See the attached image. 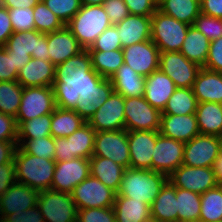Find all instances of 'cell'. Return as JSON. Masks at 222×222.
I'll return each instance as SVG.
<instances>
[{
	"instance_id": "cell-11",
	"label": "cell",
	"mask_w": 222,
	"mask_h": 222,
	"mask_svg": "<svg viewBox=\"0 0 222 222\" xmlns=\"http://www.w3.org/2000/svg\"><path fill=\"white\" fill-rule=\"evenodd\" d=\"M159 69L167 74L177 88H192L201 67L179 52H160Z\"/></svg>"
},
{
	"instance_id": "cell-21",
	"label": "cell",
	"mask_w": 222,
	"mask_h": 222,
	"mask_svg": "<svg viewBox=\"0 0 222 222\" xmlns=\"http://www.w3.org/2000/svg\"><path fill=\"white\" fill-rule=\"evenodd\" d=\"M159 133L165 137L187 143L200 134L195 114H161Z\"/></svg>"
},
{
	"instance_id": "cell-25",
	"label": "cell",
	"mask_w": 222,
	"mask_h": 222,
	"mask_svg": "<svg viewBox=\"0 0 222 222\" xmlns=\"http://www.w3.org/2000/svg\"><path fill=\"white\" fill-rule=\"evenodd\" d=\"M115 26L122 48L151 40V17L129 14Z\"/></svg>"
},
{
	"instance_id": "cell-9",
	"label": "cell",
	"mask_w": 222,
	"mask_h": 222,
	"mask_svg": "<svg viewBox=\"0 0 222 222\" xmlns=\"http://www.w3.org/2000/svg\"><path fill=\"white\" fill-rule=\"evenodd\" d=\"M127 131H159L162 112L142 97H126L124 105Z\"/></svg>"
},
{
	"instance_id": "cell-4",
	"label": "cell",
	"mask_w": 222,
	"mask_h": 222,
	"mask_svg": "<svg viewBox=\"0 0 222 222\" xmlns=\"http://www.w3.org/2000/svg\"><path fill=\"white\" fill-rule=\"evenodd\" d=\"M112 24L102 5H82L78 13L65 25L79 44L88 49Z\"/></svg>"
},
{
	"instance_id": "cell-39",
	"label": "cell",
	"mask_w": 222,
	"mask_h": 222,
	"mask_svg": "<svg viewBox=\"0 0 222 222\" xmlns=\"http://www.w3.org/2000/svg\"><path fill=\"white\" fill-rule=\"evenodd\" d=\"M178 222H199L201 194L176 187Z\"/></svg>"
},
{
	"instance_id": "cell-48",
	"label": "cell",
	"mask_w": 222,
	"mask_h": 222,
	"mask_svg": "<svg viewBox=\"0 0 222 222\" xmlns=\"http://www.w3.org/2000/svg\"><path fill=\"white\" fill-rule=\"evenodd\" d=\"M122 49L119 33L115 25L108 27L95 42L88 48V51H111Z\"/></svg>"
},
{
	"instance_id": "cell-61",
	"label": "cell",
	"mask_w": 222,
	"mask_h": 222,
	"mask_svg": "<svg viewBox=\"0 0 222 222\" xmlns=\"http://www.w3.org/2000/svg\"><path fill=\"white\" fill-rule=\"evenodd\" d=\"M40 0H0V3L7 9L33 8Z\"/></svg>"
},
{
	"instance_id": "cell-14",
	"label": "cell",
	"mask_w": 222,
	"mask_h": 222,
	"mask_svg": "<svg viewBox=\"0 0 222 222\" xmlns=\"http://www.w3.org/2000/svg\"><path fill=\"white\" fill-rule=\"evenodd\" d=\"M125 98L113 91L110 97L90 117L87 123L96 131L125 129Z\"/></svg>"
},
{
	"instance_id": "cell-28",
	"label": "cell",
	"mask_w": 222,
	"mask_h": 222,
	"mask_svg": "<svg viewBox=\"0 0 222 222\" xmlns=\"http://www.w3.org/2000/svg\"><path fill=\"white\" fill-rule=\"evenodd\" d=\"M151 218L162 222H178L176 187L168 180L150 206Z\"/></svg>"
},
{
	"instance_id": "cell-68",
	"label": "cell",
	"mask_w": 222,
	"mask_h": 222,
	"mask_svg": "<svg viewBox=\"0 0 222 222\" xmlns=\"http://www.w3.org/2000/svg\"><path fill=\"white\" fill-rule=\"evenodd\" d=\"M70 222H80V220L78 218H76V219H74V220H72Z\"/></svg>"
},
{
	"instance_id": "cell-58",
	"label": "cell",
	"mask_w": 222,
	"mask_h": 222,
	"mask_svg": "<svg viewBox=\"0 0 222 222\" xmlns=\"http://www.w3.org/2000/svg\"><path fill=\"white\" fill-rule=\"evenodd\" d=\"M201 13L222 19V0H200Z\"/></svg>"
},
{
	"instance_id": "cell-1",
	"label": "cell",
	"mask_w": 222,
	"mask_h": 222,
	"mask_svg": "<svg viewBox=\"0 0 222 222\" xmlns=\"http://www.w3.org/2000/svg\"><path fill=\"white\" fill-rule=\"evenodd\" d=\"M104 77L93 68L87 49L55 66L53 84L56 107L75 110L80 100Z\"/></svg>"
},
{
	"instance_id": "cell-47",
	"label": "cell",
	"mask_w": 222,
	"mask_h": 222,
	"mask_svg": "<svg viewBox=\"0 0 222 222\" xmlns=\"http://www.w3.org/2000/svg\"><path fill=\"white\" fill-rule=\"evenodd\" d=\"M8 13L14 32H25L35 29L33 8L8 9Z\"/></svg>"
},
{
	"instance_id": "cell-35",
	"label": "cell",
	"mask_w": 222,
	"mask_h": 222,
	"mask_svg": "<svg viewBox=\"0 0 222 222\" xmlns=\"http://www.w3.org/2000/svg\"><path fill=\"white\" fill-rule=\"evenodd\" d=\"M85 123L86 121L75 110L56 107L51 114V136L68 137Z\"/></svg>"
},
{
	"instance_id": "cell-67",
	"label": "cell",
	"mask_w": 222,
	"mask_h": 222,
	"mask_svg": "<svg viewBox=\"0 0 222 222\" xmlns=\"http://www.w3.org/2000/svg\"><path fill=\"white\" fill-rule=\"evenodd\" d=\"M156 4H157V6L161 3V2H163L164 0H153Z\"/></svg>"
},
{
	"instance_id": "cell-5",
	"label": "cell",
	"mask_w": 222,
	"mask_h": 222,
	"mask_svg": "<svg viewBox=\"0 0 222 222\" xmlns=\"http://www.w3.org/2000/svg\"><path fill=\"white\" fill-rule=\"evenodd\" d=\"M189 27V24L157 10L151 16V40L160 52H179Z\"/></svg>"
},
{
	"instance_id": "cell-40",
	"label": "cell",
	"mask_w": 222,
	"mask_h": 222,
	"mask_svg": "<svg viewBox=\"0 0 222 222\" xmlns=\"http://www.w3.org/2000/svg\"><path fill=\"white\" fill-rule=\"evenodd\" d=\"M222 221V186L217 185L201 194L199 222Z\"/></svg>"
},
{
	"instance_id": "cell-63",
	"label": "cell",
	"mask_w": 222,
	"mask_h": 222,
	"mask_svg": "<svg viewBox=\"0 0 222 222\" xmlns=\"http://www.w3.org/2000/svg\"><path fill=\"white\" fill-rule=\"evenodd\" d=\"M218 185L222 186V155L220 154L213 165Z\"/></svg>"
},
{
	"instance_id": "cell-12",
	"label": "cell",
	"mask_w": 222,
	"mask_h": 222,
	"mask_svg": "<svg viewBox=\"0 0 222 222\" xmlns=\"http://www.w3.org/2000/svg\"><path fill=\"white\" fill-rule=\"evenodd\" d=\"M168 180L177 188L203 194L218 185L213 167L179 166Z\"/></svg>"
},
{
	"instance_id": "cell-10",
	"label": "cell",
	"mask_w": 222,
	"mask_h": 222,
	"mask_svg": "<svg viewBox=\"0 0 222 222\" xmlns=\"http://www.w3.org/2000/svg\"><path fill=\"white\" fill-rule=\"evenodd\" d=\"M77 209L113 207L116 192L95 177L88 176L71 193Z\"/></svg>"
},
{
	"instance_id": "cell-3",
	"label": "cell",
	"mask_w": 222,
	"mask_h": 222,
	"mask_svg": "<svg viewBox=\"0 0 222 222\" xmlns=\"http://www.w3.org/2000/svg\"><path fill=\"white\" fill-rule=\"evenodd\" d=\"M16 182L38 191L51 189L55 160L23 152L18 146L14 154Z\"/></svg>"
},
{
	"instance_id": "cell-24",
	"label": "cell",
	"mask_w": 222,
	"mask_h": 222,
	"mask_svg": "<svg viewBox=\"0 0 222 222\" xmlns=\"http://www.w3.org/2000/svg\"><path fill=\"white\" fill-rule=\"evenodd\" d=\"M55 80V65L47 60L31 58L25 66L19 70L17 81L23 87L50 86Z\"/></svg>"
},
{
	"instance_id": "cell-29",
	"label": "cell",
	"mask_w": 222,
	"mask_h": 222,
	"mask_svg": "<svg viewBox=\"0 0 222 222\" xmlns=\"http://www.w3.org/2000/svg\"><path fill=\"white\" fill-rule=\"evenodd\" d=\"M89 161L90 176L95 177L117 193L126 168L103 157H91Z\"/></svg>"
},
{
	"instance_id": "cell-32",
	"label": "cell",
	"mask_w": 222,
	"mask_h": 222,
	"mask_svg": "<svg viewBox=\"0 0 222 222\" xmlns=\"http://www.w3.org/2000/svg\"><path fill=\"white\" fill-rule=\"evenodd\" d=\"M195 115L200 134L214 135L218 137L222 135L221 103H198Z\"/></svg>"
},
{
	"instance_id": "cell-57",
	"label": "cell",
	"mask_w": 222,
	"mask_h": 222,
	"mask_svg": "<svg viewBox=\"0 0 222 222\" xmlns=\"http://www.w3.org/2000/svg\"><path fill=\"white\" fill-rule=\"evenodd\" d=\"M14 32L8 9L0 3V47H4Z\"/></svg>"
},
{
	"instance_id": "cell-27",
	"label": "cell",
	"mask_w": 222,
	"mask_h": 222,
	"mask_svg": "<svg viewBox=\"0 0 222 222\" xmlns=\"http://www.w3.org/2000/svg\"><path fill=\"white\" fill-rule=\"evenodd\" d=\"M110 80L114 91L124 98L144 96L145 77L137 74L125 63L111 76Z\"/></svg>"
},
{
	"instance_id": "cell-65",
	"label": "cell",
	"mask_w": 222,
	"mask_h": 222,
	"mask_svg": "<svg viewBox=\"0 0 222 222\" xmlns=\"http://www.w3.org/2000/svg\"><path fill=\"white\" fill-rule=\"evenodd\" d=\"M218 139H219V145H220V154L222 155V135H220Z\"/></svg>"
},
{
	"instance_id": "cell-44",
	"label": "cell",
	"mask_w": 222,
	"mask_h": 222,
	"mask_svg": "<svg viewBox=\"0 0 222 222\" xmlns=\"http://www.w3.org/2000/svg\"><path fill=\"white\" fill-rule=\"evenodd\" d=\"M35 30L42 33L54 32L62 29L65 25L52 13L40 0L34 7Z\"/></svg>"
},
{
	"instance_id": "cell-56",
	"label": "cell",
	"mask_w": 222,
	"mask_h": 222,
	"mask_svg": "<svg viewBox=\"0 0 222 222\" xmlns=\"http://www.w3.org/2000/svg\"><path fill=\"white\" fill-rule=\"evenodd\" d=\"M16 182L14 160L10 163L0 165V197Z\"/></svg>"
},
{
	"instance_id": "cell-20",
	"label": "cell",
	"mask_w": 222,
	"mask_h": 222,
	"mask_svg": "<svg viewBox=\"0 0 222 222\" xmlns=\"http://www.w3.org/2000/svg\"><path fill=\"white\" fill-rule=\"evenodd\" d=\"M39 191L15 182L0 197V222L9 214L37 205Z\"/></svg>"
},
{
	"instance_id": "cell-26",
	"label": "cell",
	"mask_w": 222,
	"mask_h": 222,
	"mask_svg": "<svg viewBox=\"0 0 222 222\" xmlns=\"http://www.w3.org/2000/svg\"><path fill=\"white\" fill-rule=\"evenodd\" d=\"M192 89L198 103L215 102L222 104V73L201 68Z\"/></svg>"
},
{
	"instance_id": "cell-55",
	"label": "cell",
	"mask_w": 222,
	"mask_h": 222,
	"mask_svg": "<svg viewBox=\"0 0 222 222\" xmlns=\"http://www.w3.org/2000/svg\"><path fill=\"white\" fill-rule=\"evenodd\" d=\"M16 119L0 112V141H17Z\"/></svg>"
},
{
	"instance_id": "cell-18",
	"label": "cell",
	"mask_w": 222,
	"mask_h": 222,
	"mask_svg": "<svg viewBox=\"0 0 222 222\" xmlns=\"http://www.w3.org/2000/svg\"><path fill=\"white\" fill-rule=\"evenodd\" d=\"M7 51L29 54L31 58H39L51 62L48 53L47 33L37 30L13 32L4 46Z\"/></svg>"
},
{
	"instance_id": "cell-62",
	"label": "cell",
	"mask_w": 222,
	"mask_h": 222,
	"mask_svg": "<svg viewBox=\"0 0 222 222\" xmlns=\"http://www.w3.org/2000/svg\"><path fill=\"white\" fill-rule=\"evenodd\" d=\"M8 53L12 54L14 66L18 71L22 69L25 64H27L31 59V56L29 54L14 53V51H8Z\"/></svg>"
},
{
	"instance_id": "cell-51",
	"label": "cell",
	"mask_w": 222,
	"mask_h": 222,
	"mask_svg": "<svg viewBox=\"0 0 222 222\" xmlns=\"http://www.w3.org/2000/svg\"><path fill=\"white\" fill-rule=\"evenodd\" d=\"M18 72L12 54H9L5 47H0V81L17 80Z\"/></svg>"
},
{
	"instance_id": "cell-49",
	"label": "cell",
	"mask_w": 222,
	"mask_h": 222,
	"mask_svg": "<svg viewBox=\"0 0 222 222\" xmlns=\"http://www.w3.org/2000/svg\"><path fill=\"white\" fill-rule=\"evenodd\" d=\"M80 222H116L113 207L78 209Z\"/></svg>"
},
{
	"instance_id": "cell-60",
	"label": "cell",
	"mask_w": 222,
	"mask_h": 222,
	"mask_svg": "<svg viewBox=\"0 0 222 222\" xmlns=\"http://www.w3.org/2000/svg\"><path fill=\"white\" fill-rule=\"evenodd\" d=\"M55 156L56 162H63L69 160V148L68 140L66 137L54 138Z\"/></svg>"
},
{
	"instance_id": "cell-37",
	"label": "cell",
	"mask_w": 222,
	"mask_h": 222,
	"mask_svg": "<svg viewBox=\"0 0 222 222\" xmlns=\"http://www.w3.org/2000/svg\"><path fill=\"white\" fill-rule=\"evenodd\" d=\"M92 68L102 77L110 79L124 63L122 49L111 51H88Z\"/></svg>"
},
{
	"instance_id": "cell-43",
	"label": "cell",
	"mask_w": 222,
	"mask_h": 222,
	"mask_svg": "<svg viewBox=\"0 0 222 222\" xmlns=\"http://www.w3.org/2000/svg\"><path fill=\"white\" fill-rule=\"evenodd\" d=\"M17 146L25 153L54 160V137L46 136L38 139H17Z\"/></svg>"
},
{
	"instance_id": "cell-42",
	"label": "cell",
	"mask_w": 222,
	"mask_h": 222,
	"mask_svg": "<svg viewBox=\"0 0 222 222\" xmlns=\"http://www.w3.org/2000/svg\"><path fill=\"white\" fill-rule=\"evenodd\" d=\"M51 114L24 121L18 126L17 139H38L51 135Z\"/></svg>"
},
{
	"instance_id": "cell-31",
	"label": "cell",
	"mask_w": 222,
	"mask_h": 222,
	"mask_svg": "<svg viewBox=\"0 0 222 222\" xmlns=\"http://www.w3.org/2000/svg\"><path fill=\"white\" fill-rule=\"evenodd\" d=\"M113 91L111 80L103 78L89 93L80 97L75 111L87 122Z\"/></svg>"
},
{
	"instance_id": "cell-50",
	"label": "cell",
	"mask_w": 222,
	"mask_h": 222,
	"mask_svg": "<svg viewBox=\"0 0 222 222\" xmlns=\"http://www.w3.org/2000/svg\"><path fill=\"white\" fill-rule=\"evenodd\" d=\"M102 6L112 25L123 21L130 14L124 0H106Z\"/></svg>"
},
{
	"instance_id": "cell-13",
	"label": "cell",
	"mask_w": 222,
	"mask_h": 222,
	"mask_svg": "<svg viewBox=\"0 0 222 222\" xmlns=\"http://www.w3.org/2000/svg\"><path fill=\"white\" fill-rule=\"evenodd\" d=\"M220 155L218 136L199 134L185 143L183 165L213 167Z\"/></svg>"
},
{
	"instance_id": "cell-22",
	"label": "cell",
	"mask_w": 222,
	"mask_h": 222,
	"mask_svg": "<svg viewBox=\"0 0 222 222\" xmlns=\"http://www.w3.org/2000/svg\"><path fill=\"white\" fill-rule=\"evenodd\" d=\"M176 89L172 79L160 69L145 77L144 98L161 112Z\"/></svg>"
},
{
	"instance_id": "cell-41",
	"label": "cell",
	"mask_w": 222,
	"mask_h": 222,
	"mask_svg": "<svg viewBox=\"0 0 222 222\" xmlns=\"http://www.w3.org/2000/svg\"><path fill=\"white\" fill-rule=\"evenodd\" d=\"M23 86L17 81H0V112L16 118Z\"/></svg>"
},
{
	"instance_id": "cell-19",
	"label": "cell",
	"mask_w": 222,
	"mask_h": 222,
	"mask_svg": "<svg viewBox=\"0 0 222 222\" xmlns=\"http://www.w3.org/2000/svg\"><path fill=\"white\" fill-rule=\"evenodd\" d=\"M159 131H127L130 168L151 170L152 154Z\"/></svg>"
},
{
	"instance_id": "cell-30",
	"label": "cell",
	"mask_w": 222,
	"mask_h": 222,
	"mask_svg": "<svg viewBox=\"0 0 222 222\" xmlns=\"http://www.w3.org/2000/svg\"><path fill=\"white\" fill-rule=\"evenodd\" d=\"M113 209L116 222H146L151 218L150 205L116 193Z\"/></svg>"
},
{
	"instance_id": "cell-36",
	"label": "cell",
	"mask_w": 222,
	"mask_h": 222,
	"mask_svg": "<svg viewBox=\"0 0 222 222\" xmlns=\"http://www.w3.org/2000/svg\"><path fill=\"white\" fill-rule=\"evenodd\" d=\"M158 10L178 21L193 25L201 13L200 0H164Z\"/></svg>"
},
{
	"instance_id": "cell-33",
	"label": "cell",
	"mask_w": 222,
	"mask_h": 222,
	"mask_svg": "<svg viewBox=\"0 0 222 222\" xmlns=\"http://www.w3.org/2000/svg\"><path fill=\"white\" fill-rule=\"evenodd\" d=\"M210 40L190 25L180 52L191 62L203 68L209 54Z\"/></svg>"
},
{
	"instance_id": "cell-15",
	"label": "cell",
	"mask_w": 222,
	"mask_h": 222,
	"mask_svg": "<svg viewBox=\"0 0 222 222\" xmlns=\"http://www.w3.org/2000/svg\"><path fill=\"white\" fill-rule=\"evenodd\" d=\"M185 143L158 135L152 154L151 170L170 176L183 164Z\"/></svg>"
},
{
	"instance_id": "cell-7",
	"label": "cell",
	"mask_w": 222,
	"mask_h": 222,
	"mask_svg": "<svg viewBox=\"0 0 222 222\" xmlns=\"http://www.w3.org/2000/svg\"><path fill=\"white\" fill-rule=\"evenodd\" d=\"M37 206L45 222H70L78 215L77 206L70 193L51 189L39 191Z\"/></svg>"
},
{
	"instance_id": "cell-8",
	"label": "cell",
	"mask_w": 222,
	"mask_h": 222,
	"mask_svg": "<svg viewBox=\"0 0 222 222\" xmlns=\"http://www.w3.org/2000/svg\"><path fill=\"white\" fill-rule=\"evenodd\" d=\"M92 157L111 159L126 169L130 168L127 130L96 132Z\"/></svg>"
},
{
	"instance_id": "cell-64",
	"label": "cell",
	"mask_w": 222,
	"mask_h": 222,
	"mask_svg": "<svg viewBox=\"0 0 222 222\" xmlns=\"http://www.w3.org/2000/svg\"><path fill=\"white\" fill-rule=\"evenodd\" d=\"M106 0H81L82 5H102Z\"/></svg>"
},
{
	"instance_id": "cell-54",
	"label": "cell",
	"mask_w": 222,
	"mask_h": 222,
	"mask_svg": "<svg viewBox=\"0 0 222 222\" xmlns=\"http://www.w3.org/2000/svg\"><path fill=\"white\" fill-rule=\"evenodd\" d=\"M1 222H45L44 216L35 205L24 211H17L7 215Z\"/></svg>"
},
{
	"instance_id": "cell-2",
	"label": "cell",
	"mask_w": 222,
	"mask_h": 222,
	"mask_svg": "<svg viewBox=\"0 0 222 222\" xmlns=\"http://www.w3.org/2000/svg\"><path fill=\"white\" fill-rule=\"evenodd\" d=\"M168 176L153 170L127 168L124 171L118 195L143 201L151 206Z\"/></svg>"
},
{
	"instance_id": "cell-53",
	"label": "cell",
	"mask_w": 222,
	"mask_h": 222,
	"mask_svg": "<svg viewBox=\"0 0 222 222\" xmlns=\"http://www.w3.org/2000/svg\"><path fill=\"white\" fill-rule=\"evenodd\" d=\"M124 2L132 15L151 17L158 10L153 0H124Z\"/></svg>"
},
{
	"instance_id": "cell-59",
	"label": "cell",
	"mask_w": 222,
	"mask_h": 222,
	"mask_svg": "<svg viewBox=\"0 0 222 222\" xmlns=\"http://www.w3.org/2000/svg\"><path fill=\"white\" fill-rule=\"evenodd\" d=\"M17 141H0V165L14 160Z\"/></svg>"
},
{
	"instance_id": "cell-45",
	"label": "cell",
	"mask_w": 222,
	"mask_h": 222,
	"mask_svg": "<svg viewBox=\"0 0 222 222\" xmlns=\"http://www.w3.org/2000/svg\"><path fill=\"white\" fill-rule=\"evenodd\" d=\"M57 18L66 25L80 10L81 0H42Z\"/></svg>"
},
{
	"instance_id": "cell-34",
	"label": "cell",
	"mask_w": 222,
	"mask_h": 222,
	"mask_svg": "<svg viewBox=\"0 0 222 222\" xmlns=\"http://www.w3.org/2000/svg\"><path fill=\"white\" fill-rule=\"evenodd\" d=\"M96 131L86 122L68 140L69 160L74 158L90 159L93 155Z\"/></svg>"
},
{
	"instance_id": "cell-38",
	"label": "cell",
	"mask_w": 222,
	"mask_h": 222,
	"mask_svg": "<svg viewBox=\"0 0 222 222\" xmlns=\"http://www.w3.org/2000/svg\"><path fill=\"white\" fill-rule=\"evenodd\" d=\"M197 106L198 100L192 88H177L169 98L162 114H195Z\"/></svg>"
},
{
	"instance_id": "cell-52",
	"label": "cell",
	"mask_w": 222,
	"mask_h": 222,
	"mask_svg": "<svg viewBox=\"0 0 222 222\" xmlns=\"http://www.w3.org/2000/svg\"><path fill=\"white\" fill-rule=\"evenodd\" d=\"M205 69L222 73V37L210 42Z\"/></svg>"
},
{
	"instance_id": "cell-6",
	"label": "cell",
	"mask_w": 222,
	"mask_h": 222,
	"mask_svg": "<svg viewBox=\"0 0 222 222\" xmlns=\"http://www.w3.org/2000/svg\"><path fill=\"white\" fill-rule=\"evenodd\" d=\"M56 108L53 87H23L20 108L16 116L17 127L32 118L52 114Z\"/></svg>"
},
{
	"instance_id": "cell-17",
	"label": "cell",
	"mask_w": 222,
	"mask_h": 222,
	"mask_svg": "<svg viewBox=\"0 0 222 222\" xmlns=\"http://www.w3.org/2000/svg\"><path fill=\"white\" fill-rule=\"evenodd\" d=\"M122 51L124 63L143 77L159 69L160 51L152 40L126 46Z\"/></svg>"
},
{
	"instance_id": "cell-23",
	"label": "cell",
	"mask_w": 222,
	"mask_h": 222,
	"mask_svg": "<svg viewBox=\"0 0 222 222\" xmlns=\"http://www.w3.org/2000/svg\"><path fill=\"white\" fill-rule=\"evenodd\" d=\"M47 44L51 62L55 66L84 50L66 26L58 31L47 33Z\"/></svg>"
},
{
	"instance_id": "cell-16",
	"label": "cell",
	"mask_w": 222,
	"mask_h": 222,
	"mask_svg": "<svg viewBox=\"0 0 222 222\" xmlns=\"http://www.w3.org/2000/svg\"><path fill=\"white\" fill-rule=\"evenodd\" d=\"M90 176V161L85 158H74L56 162L51 190L72 193L73 189Z\"/></svg>"
},
{
	"instance_id": "cell-46",
	"label": "cell",
	"mask_w": 222,
	"mask_h": 222,
	"mask_svg": "<svg viewBox=\"0 0 222 222\" xmlns=\"http://www.w3.org/2000/svg\"><path fill=\"white\" fill-rule=\"evenodd\" d=\"M210 41L222 37V19L200 13L193 25Z\"/></svg>"
},
{
	"instance_id": "cell-66",
	"label": "cell",
	"mask_w": 222,
	"mask_h": 222,
	"mask_svg": "<svg viewBox=\"0 0 222 222\" xmlns=\"http://www.w3.org/2000/svg\"><path fill=\"white\" fill-rule=\"evenodd\" d=\"M146 222H162V221L156 220V219H153V218H150V219L147 220Z\"/></svg>"
}]
</instances>
